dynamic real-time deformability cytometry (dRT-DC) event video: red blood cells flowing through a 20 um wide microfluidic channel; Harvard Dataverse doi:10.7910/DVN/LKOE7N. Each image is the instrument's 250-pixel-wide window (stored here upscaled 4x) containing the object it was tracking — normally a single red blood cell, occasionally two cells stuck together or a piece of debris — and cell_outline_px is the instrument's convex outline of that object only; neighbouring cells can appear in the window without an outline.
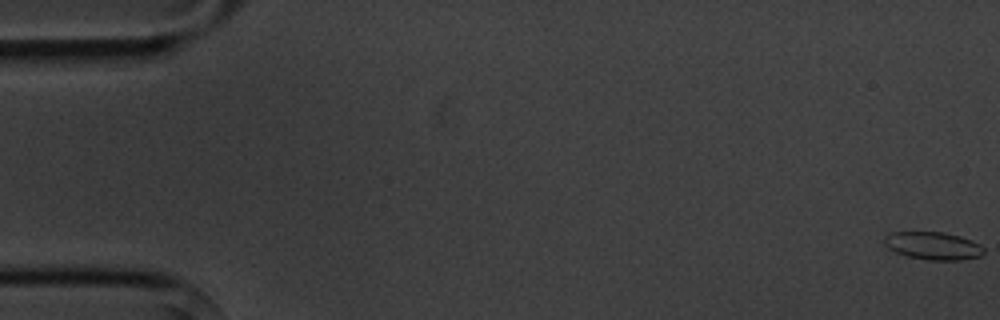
{"species": "common noctule bat (a hibernating species)", "species_latin": "Nyctalus noctula", "temperature_condition": "cold", "stored_images_in_passage": 4, "camera_frame_rate_fps": 3000, "um_per_image_px": 0.085, "animal": {"sex": "male", "body_mass_g": 20.1, "forearm_length_mm": 53.5}, "frame": {"image": 1, "passage_image": 1, "time_ms": 0.0, "image_size_px": [1000, 320], "cell_outline_px": [[984, 252], [980, 256], [960, 260], [928, 260], [908, 256], [896, 252], [888, 248], [884, 244], [884, 236], [892, 232], [944, 232], [960, 236], [972, 240], [980, 244], [984, 248]], "centroid_in_image_um": [79.32, 20.88], "position_along_channel_um": 5.7, "area_um2": 16.13}}